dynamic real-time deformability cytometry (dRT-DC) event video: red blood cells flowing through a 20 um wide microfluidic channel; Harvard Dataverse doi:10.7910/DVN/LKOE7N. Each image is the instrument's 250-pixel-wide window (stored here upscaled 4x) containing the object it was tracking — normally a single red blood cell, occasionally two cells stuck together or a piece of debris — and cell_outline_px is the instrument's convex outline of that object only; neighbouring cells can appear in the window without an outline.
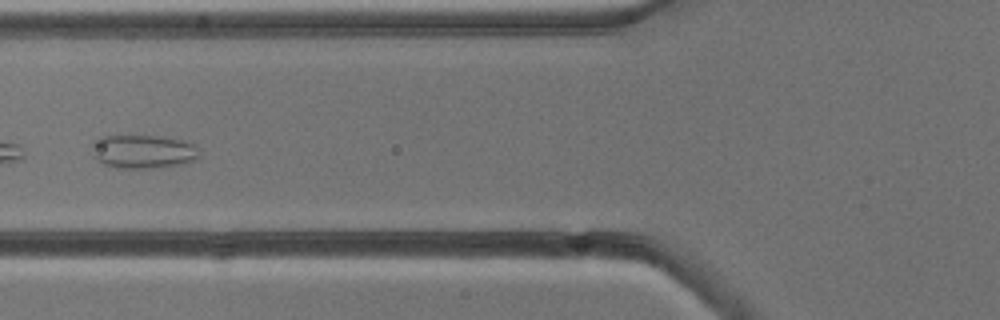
{"species": "common noctule bat (a hibernating species)", "species_latin": "Nyctalus noctula", "temperature_condition": "cold", "stored_images_in_passage": 6, "camera_frame_rate_fps": 3000, "um_per_image_px": 0.085, "animal": {"sex": "male", "body_mass_g": 13.3}, "frame": {"image": 1, "passage_image": 6, "time_ms": 6.667, "image_size_px": [1000, 320], "cell_outline_px": [[200, 156], [196, 160], [184, 164], [156, 168], [116, 168], [104, 164], [96, 160], [92, 156], [88, 144], [92, 140], [100, 136], [160, 136], [184, 140], [196, 144], [200, 152]], "centroid_in_image_um": [12.13, 12.88], "position_along_channel_um": 113.7, "area_um2": 21.85}}